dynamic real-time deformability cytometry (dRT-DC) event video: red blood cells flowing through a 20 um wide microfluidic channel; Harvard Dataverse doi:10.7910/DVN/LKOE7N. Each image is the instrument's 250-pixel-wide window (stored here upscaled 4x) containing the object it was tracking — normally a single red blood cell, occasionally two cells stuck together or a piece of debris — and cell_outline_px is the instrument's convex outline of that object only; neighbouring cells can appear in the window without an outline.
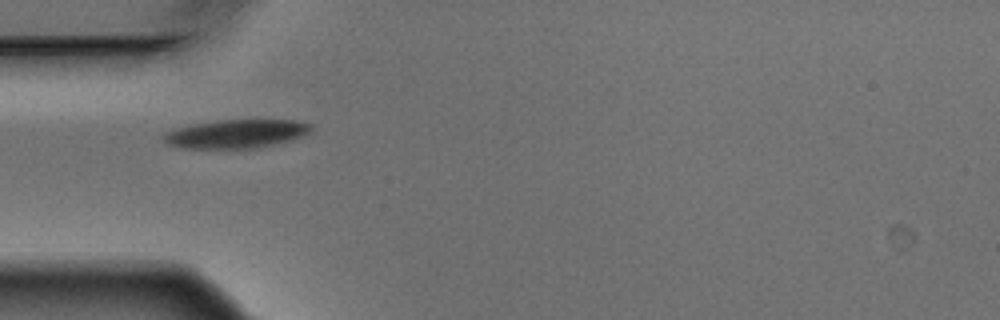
{"species": "Egyptian fruit bat (a non-hibernating species)", "species_latin": "Rousettus aegyptiacus", "temperature_condition": "warm", "stored_images_in_passage": 2, "camera_frame_rate_fps": 3000, "um_per_image_px": 0.085, "animal": {"sex": "male"}, "frame": {"image": 1, "passage_image": 1, "time_ms": 0.0, "image_size_px": [1000, 320], "cell_outline_px": [[312, 128], [308, 132], [292, 140], [256, 148], [180, 148], [168, 144], [160, 136], [176, 128], [192, 124], [216, 120], [292, 120], [312, 124]], "centroid_in_image_um": [20.04, 11.37], "position_along_channel_um": 65.0, "area_um2": 24.45}}
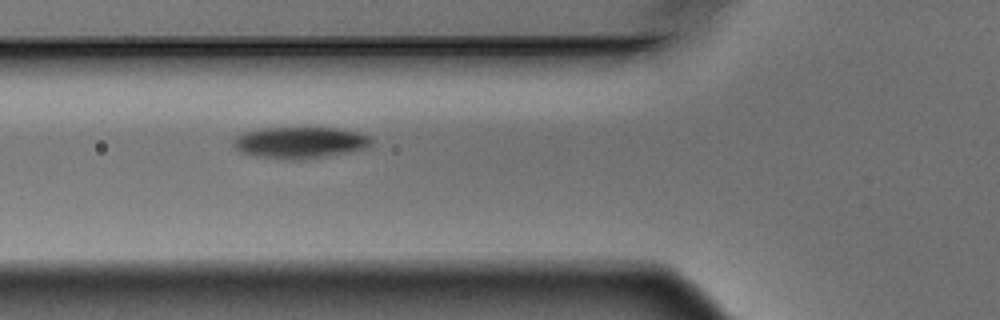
{"frame": {"image": 2, "passage_image": 2, "time_ms": 0.333, "image_size_px": [1000, 320], "cell_outline_px": [[372, 144], [364, 148], [348, 152], [304, 160], [292, 160], [256, 156], [244, 152], [236, 148], [232, 144], [232, 140], [236, 136], [244, 132], [260, 128], [336, 128], [360, 132], [372, 136]], "centroid_in_image_um": [25.52, 12.11], "position_along_channel_um": 100.3, "area_um2": 25.37}}